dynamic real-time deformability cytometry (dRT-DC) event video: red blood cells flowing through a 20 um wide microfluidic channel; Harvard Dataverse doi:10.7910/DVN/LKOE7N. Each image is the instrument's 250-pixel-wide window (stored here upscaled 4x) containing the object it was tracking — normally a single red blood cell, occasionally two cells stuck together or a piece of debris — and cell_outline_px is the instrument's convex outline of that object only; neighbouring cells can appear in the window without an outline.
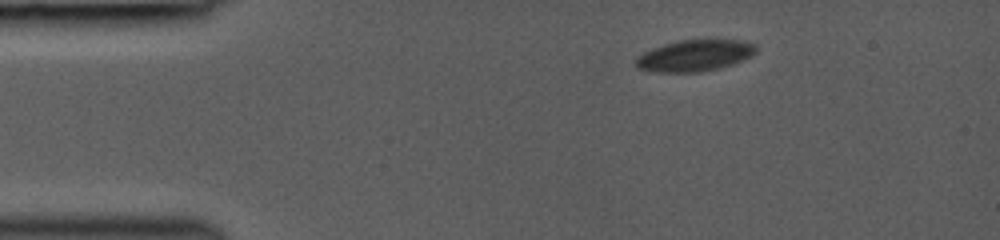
{"species": "common noctule bat (a hibernating species)", "species_latin": "Nyctalus noctula", "temperature_condition": "room temperature", "stored_images_in_passage": 3, "camera_frame_rate_fps": 3000, "um_per_image_px": 0.085, "animal": {"sex": "female", "body_mass_g": 19.0, "forearm_length_mm": 53.3}, "frame": {"image": 1, "passage_image": 3, "time_ms": 2.0, "image_size_px": [1000, 240], "cell_outline_px": [[756, 52], [752, 56], [732, 64], [720, 68], [700, 72], [660, 72], [636, 68], [636, 56], [652, 48], [676, 40], [744, 40], [756, 44]], "centroid_in_image_um": [59.06, 4.72], "position_along_channel_um": 25.9, "area_um2": 22.08}}